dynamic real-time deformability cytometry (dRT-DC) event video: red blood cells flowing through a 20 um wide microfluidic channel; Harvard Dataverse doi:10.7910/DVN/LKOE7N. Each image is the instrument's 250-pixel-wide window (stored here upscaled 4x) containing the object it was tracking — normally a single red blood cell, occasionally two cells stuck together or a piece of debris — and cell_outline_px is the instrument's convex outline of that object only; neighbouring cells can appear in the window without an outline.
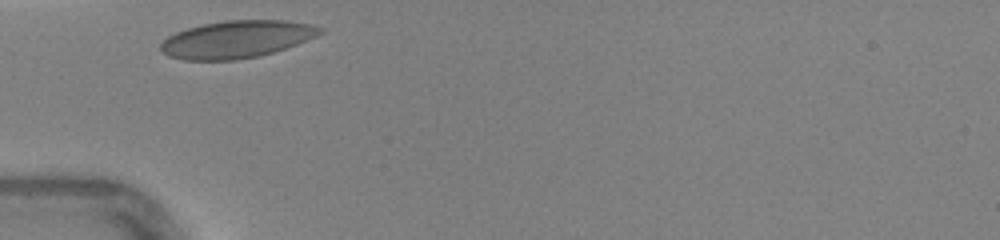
{"species": "human", "species_latin": "Homo sapiens", "temperature_condition": "warm", "stored_images_in_passage": 23, "camera_frame_rate_fps": 3000, "um_per_image_px": 0.085, "donor": {"sex": "female"}, "frame": {"image": 1, "passage_image": 1, "time_ms": 0.0, "image_size_px": [1000, 240], "cell_outline_px": [[324, 32], [316, 36], [296, 44], [260, 56], [236, 60], [184, 60], [168, 56], [160, 48], [160, 44], [168, 36], [176, 32], [188, 28], [204, 24], [224, 20], [288, 20], [308, 24], [324, 28]], "centroid_in_image_um": [20.11, 3.34], "position_along_channel_um": 64.9, "area_um2": 34.56}}
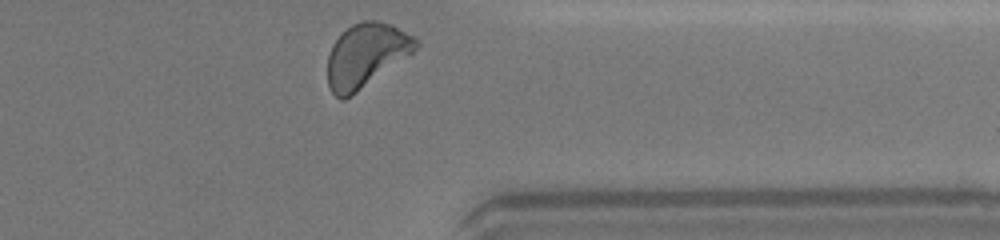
{"frame": {"image": 2, "passage_image": 23, "time_ms": 7.333, "image_size_px": [1000, 240], "cell_outline_px": [[420, 44], [412, 52], [352, 96], [344, 100], [340, 100], [332, 92], [328, 84], [328, 56], [332, 44], [340, 32], [352, 24], [364, 20], [376, 20], [392, 24], [416, 36], [420, 40]], "centroid_in_image_um": [31.11, 4.67], "position_along_channel_um": 380.3, "area_um2": 32.95}, "authors_computed_cell_mechanics": {"area_um2": 32.1368, "velocity_mm_per_s": 4.378, "shape_relaxation_time_tau1_ms": 3.2169, "shape_relaxation_time_tau2_ms": null, "deformation_change_tau1": 0.1062, "deformation_change_tau2": null}}